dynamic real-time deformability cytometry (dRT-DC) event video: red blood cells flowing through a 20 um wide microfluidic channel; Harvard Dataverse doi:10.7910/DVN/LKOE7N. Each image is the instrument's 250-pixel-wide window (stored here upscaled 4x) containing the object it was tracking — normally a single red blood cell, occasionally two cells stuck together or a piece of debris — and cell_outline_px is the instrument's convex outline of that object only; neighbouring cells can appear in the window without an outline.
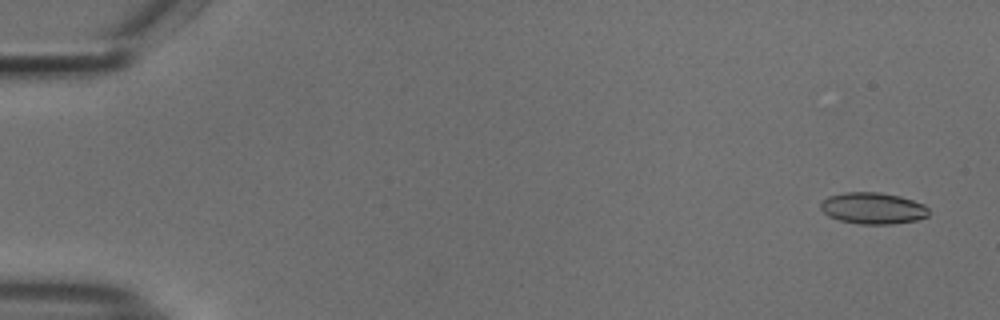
{"species": "common noctule bat (a hibernating species)", "species_latin": "Nyctalus noctula", "temperature_condition": "cold", "stored_images_in_passage": 48, "camera_frame_rate_fps": 3000, "um_per_image_px": 0.085, "animal": {"sex": "male", "body_mass_g": 18.8}, "frame": {"image": 1, "passage_image": 1, "time_ms": 0.0, "image_size_px": [1000, 320], "cell_outline_px": [[928, 216], [916, 220], [892, 224], [860, 224], [840, 220], [828, 216], [820, 208], [820, 204], [828, 196], [844, 192], [880, 192], [900, 196], [924, 204], [928, 208]], "centroid_in_image_um": [74.19, 17.69], "position_along_channel_um": 10.8, "area_um2": 19.83}}
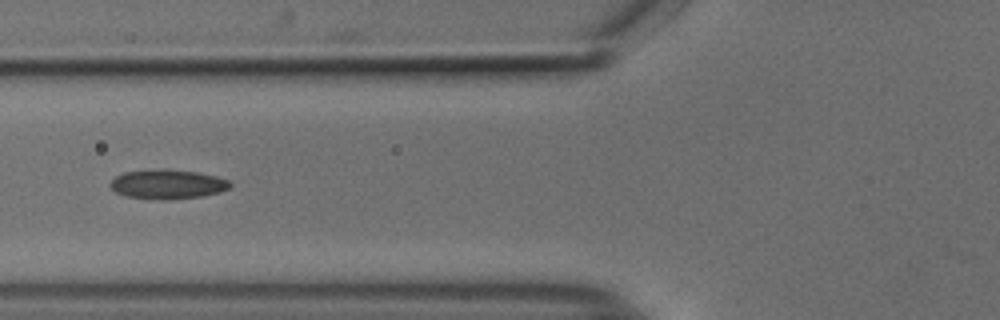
{"frame": {"image": 2, "passage_image": 20, "time_ms": 6.333, "image_size_px": [1000, 320], "cell_outline_px": [[232, 184], [228, 188], [220, 192], [200, 196], [172, 200], [160, 200], [124, 196], [116, 192], [108, 184], [116, 176], [124, 172], [164, 168], [168, 168], [196, 172], [216, 176], [228, 180]], "centroid_in_image_um": [14.22, 15.66], "position_along_channel_um": 111.6, "area_um2": 20.69}}
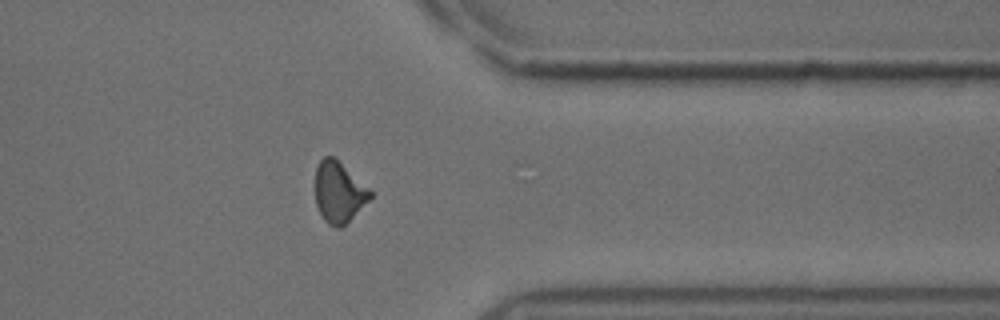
{"frame": {"image": 3, "passage_image": 42, "time_ms": 13.667, "image_size_px": [1000, 320], "cell_outline_px": [[372, 196], [340, 228], [328, 224], [324, 220], [316, 204], [316, 168], [320, 160], [324, 156], [332, 156], [368, 188], [372, 192]], "centroid_in_image_um": [28.77, 16.33], "position_along_channel_um": 382.6, "area_um2": 18.73}}